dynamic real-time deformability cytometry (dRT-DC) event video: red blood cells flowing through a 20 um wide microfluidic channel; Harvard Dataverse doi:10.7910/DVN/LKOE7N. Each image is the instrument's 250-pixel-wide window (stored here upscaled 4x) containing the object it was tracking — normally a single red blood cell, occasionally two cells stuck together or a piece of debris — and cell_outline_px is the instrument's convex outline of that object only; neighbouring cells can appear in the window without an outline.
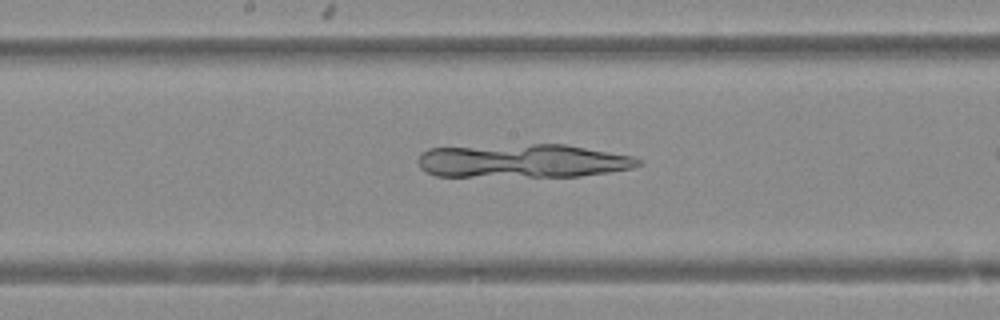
{"species": "Egyptian fruit bat (a non-hibernating species)", "species_latin": "Rousettus aegyptiacus", "temperature_condition": "warm", "stored_images_in_passage": 24, "camera_frame_rate_fps": 3000, "um_per_image_px": 0.085, "animal": {"sex": "female"}, "frame": {"image": 1, "passage_image": 11, "time_ms": 3.333, "image_size_px": [1000, 320], "cell_outline_px": [[640, 164], [632, 168], [608, 172], [580, 176], [436, 176], [420, 168], [416, 160], [428, 148], [532, 144], [564, 144], [632, 156], [640, 160]], "centroid_in_image_um": [44.41, 13.68], "position_along_channel_um": 203.8, "area_um2": 42.83}}
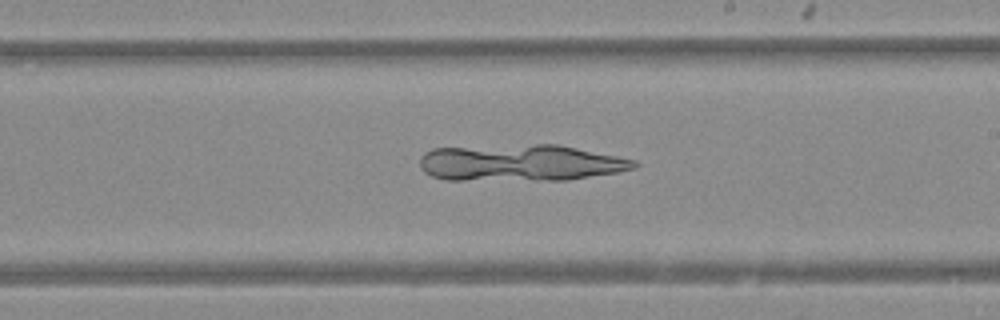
{"frame": {"image": 2, "passage_image": 14, "time_ms": 4.333, "image_size_px": [1000, 320], "cell_outline_px": [[640, 164], [636, 168], [620, 172], [568, 180], [444, 180], [432, 176], [424, 172], [420, 168], [420, 156], [424, 152], [432, 148], [536, 144], [556, 144], [636, 160]], "centroid_in_image_um": [44.23, 13.85], "position_along_channel_um": 244.8, "area_um2": 46.07}}
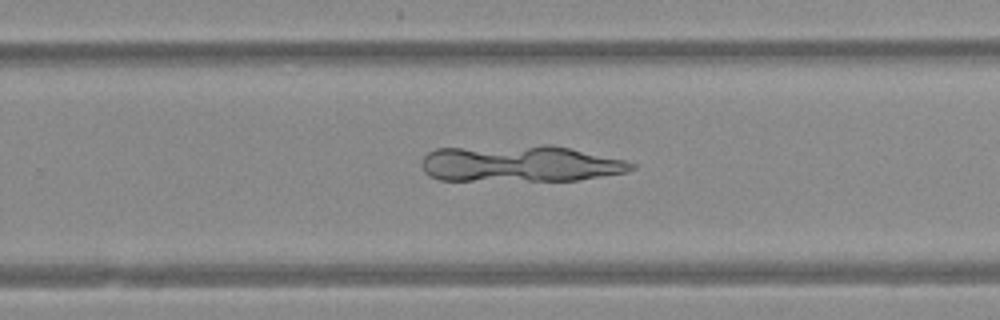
{"frame": {"image": 3, "passage_image": 17, "time_ms": 5.333, "image_size_px": [1000, 320], "cell_outline_px": [[636, 168], [628, 172], [576, 180], [440, 180], [428, 176], [424, 172], [420, 164], [420, 160], [428, 152], [436, 148], [540, 144], [552, 144], [624, 160], [636, 164]], "centroid_in_image_um": [44.16, 13.89], "position_along_channel_um": 285.6, "area_um2": 45.14}}